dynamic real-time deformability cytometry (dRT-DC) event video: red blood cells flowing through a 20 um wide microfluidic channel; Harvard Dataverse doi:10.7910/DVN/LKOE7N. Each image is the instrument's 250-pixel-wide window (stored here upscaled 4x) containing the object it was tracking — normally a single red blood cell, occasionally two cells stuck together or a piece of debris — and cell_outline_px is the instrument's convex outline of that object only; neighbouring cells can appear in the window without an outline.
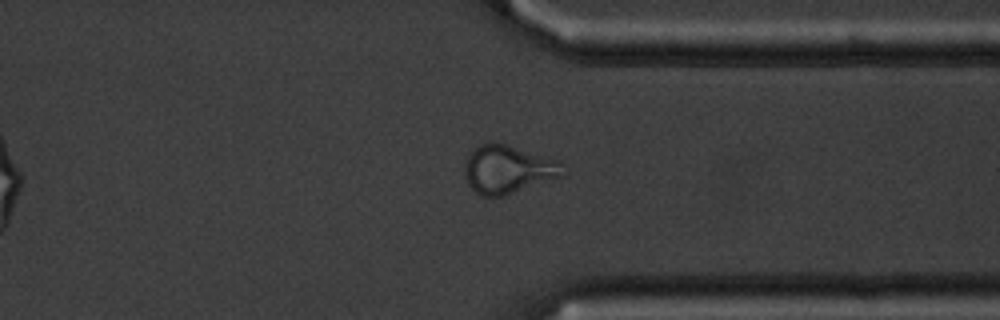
{"species": "common noctule bat (a hibernating species)", "species_latin": "Nyctalus noctula", "temperature_condition": "cold", "stored_images_in_passage": 10, "segment_of_instrument_passage": [2, 2], "camera_frame_rate_fps": 3000, "um_per_image_px": 0.085, "animal": {"sex": "male", "body_mass_g": 20.1, "forearm_length_mm": 53.5}, "frame": {"image": 1, "passage_image": 10, "time_ms": 11.333, "image_size_px": [1000, 320], "cell_outline_px": [[568, 172], [564, 176], [504, 196], [480, 196], [468, 184], [464, 172], [464, 168], [468, 156], [480, 144], [492, 140], [496, 140], [560, 160]], "centroid_in_image_um": [43.24, 14.37], "position_along_channel_um": 368.2, "area_um2": 28.26}}